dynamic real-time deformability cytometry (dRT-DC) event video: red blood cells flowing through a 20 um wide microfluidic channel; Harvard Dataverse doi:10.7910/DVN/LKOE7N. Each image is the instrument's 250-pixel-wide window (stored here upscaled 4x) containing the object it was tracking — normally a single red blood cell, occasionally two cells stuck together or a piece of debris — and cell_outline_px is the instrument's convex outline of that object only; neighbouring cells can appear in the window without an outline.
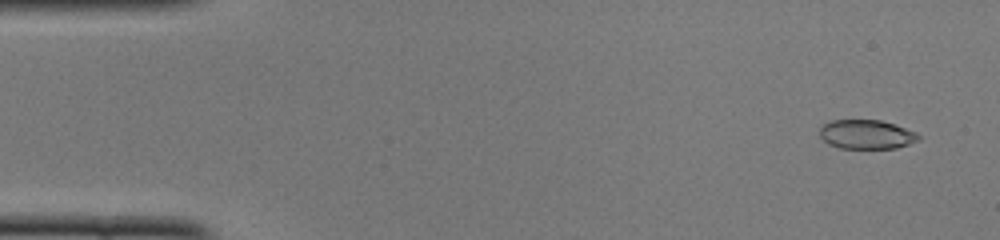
{"species": "common noctule bat (a hibernating species)", "species_latin": "Nyctalus noctula", "temperature_condition": "cold", "stored_images_in_passage": 50, "camera_frame_rate_fps": 3000, "um_per_image_px": 0.085, "animal": {"sex": "female", "body_mass_g": 22.0, "forearm_length_mm": 56.7}, "frame": {"image": 1, "passage_image": 3, "time_ms": 0.667, "image_size_px": [1000, 240], "cell_outline_px": [[920, 140], [896, 148], [840, 148], [828, 144], [820, 136], [820, 128], [824, 124], [832, 120], [880, 120], [916, 132], [920, 136]], "centroid_in_image_um": [73.64, 11.43], "position_along_channel_um": 11.4, "area_um2": 16.65}}
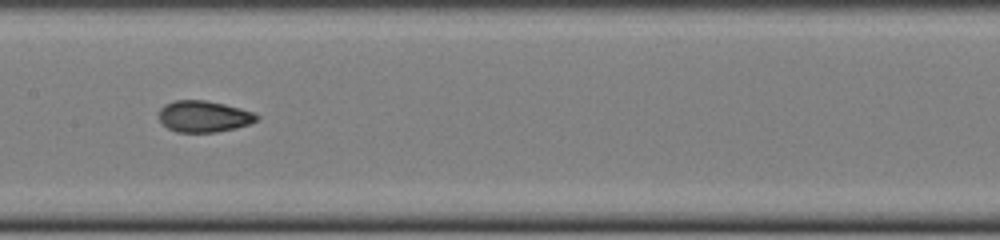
{"frame": {"image": 2, "passage_image": 25, "time_ms": 8.0, "image_size_px": [1000, 240], "cell_outline_px": [[260, 116], [256, 120], [248, 124], [236, 128], [216, 132], [176, 132], [168, 128], [160, 120], [160, 108], [164, 104], [172, 100], [204, 100], [224, 104], [240, 108], [252, 112]], "centroid_in_image_um": [17.31, 9.89], "position_along_channel_um": 190.1, "area_um2": 17.8}}
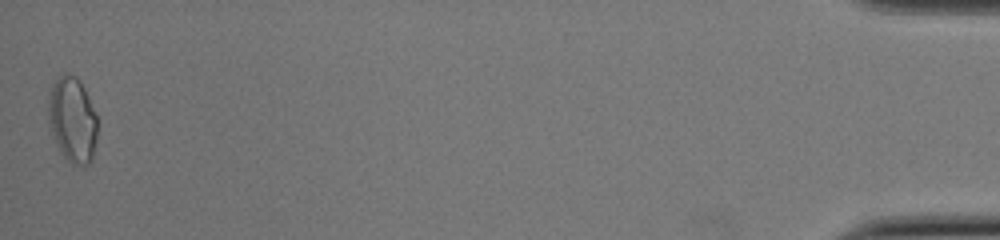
{"frame": {"image": 3, "passage_image": 50, "time_ms": 16.333, "image_size_px": [1000, 240], "cell_outline_px": [[96, 140], [92, 156], [88, 164], [72, 164], [64, 156], [56, 144], [48, 128], [48, 92], [52, 84], [64, 72], [68, 72], [76, 76], [80, 80], [84, 88], [96, 116]], "centroid_in_image_um": [6.11, 10.13], "position_along_channel_um": 429.1, "area_um2": 24.45}, "authors_computed_cell_mechanics": {"area_um2": 18.0625, "velocity_mm_per_s": 3.9982, "shape_relaxation_time_tau1_ms": null, "shape_relaxation_time_tau2_ms": 2.0373, "deformation_change_tau1": null, "deformation_change_tau2": 0.0672}}